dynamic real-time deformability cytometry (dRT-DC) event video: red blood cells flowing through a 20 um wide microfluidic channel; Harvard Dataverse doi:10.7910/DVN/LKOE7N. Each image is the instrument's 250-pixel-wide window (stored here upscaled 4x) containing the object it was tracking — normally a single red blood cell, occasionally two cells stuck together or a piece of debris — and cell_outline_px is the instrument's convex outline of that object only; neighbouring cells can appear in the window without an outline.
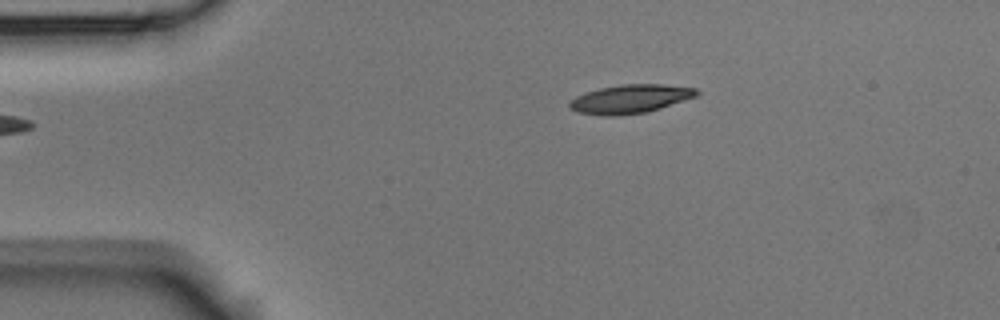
{"species": "Egyptian fruit bat (a non-hibernating species)", "species_latin": "Rousettus aegyptiacus", "temperature_condition": "room temperature", "stored_images_in_passage": 2, "camera_frame_rate_fps": 3000, "um_per_image_px": 0.085, "animal": {"sex": "male"}, "frame": {"image": 1, "passage_image": 2, "time_ms": 0.333, "image_size_px": [1000, 320], "cell_outline_px": [[700, 92], [696, 96], [648, 112], [620, 116], [604, 116], [580, 112], [572, 108], [568, 104], [576, 96], [600, 88], [620, 84], [664, 84], [696, 88]], "centroid_in_image_um": [53.6, 8.41], "position_along_channel_um": 31.4, "area_um2": 21.1}}